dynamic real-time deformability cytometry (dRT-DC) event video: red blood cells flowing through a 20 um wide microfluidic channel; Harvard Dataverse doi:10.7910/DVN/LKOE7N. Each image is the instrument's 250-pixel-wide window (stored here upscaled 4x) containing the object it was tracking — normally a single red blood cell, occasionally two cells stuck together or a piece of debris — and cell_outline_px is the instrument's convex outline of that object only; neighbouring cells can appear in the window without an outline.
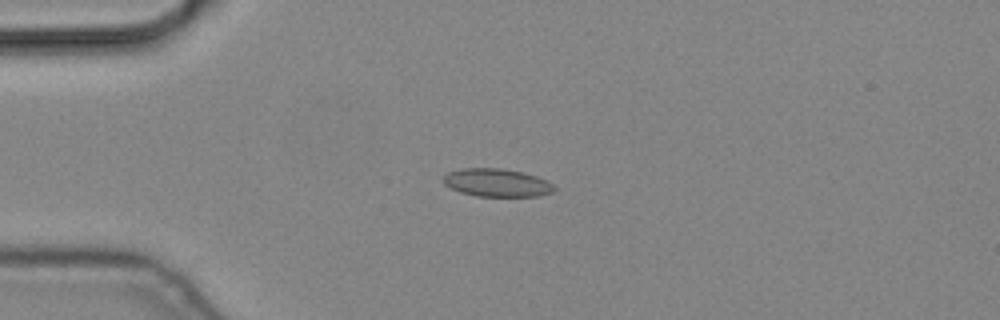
{"species": "common noctule bat (a hibernating species)", "species_latin": "Nyctalus noctula", "temperature_condition": "cold", "stored_images_in_passage": 5, "camera_frame_rate_fps": 3000, "um_per_image_px": 0.085, "animal": {"sex": "male", "body_mass_g": 19.2, "forearm_length_mm": 51.8}, "frame": {"image": 1, "passage_image": 4, "time_ms": 1.0, "image_size_px": [1000, 320], "cell_outline_px": [[556, 188], [552, 192], [536, 196], [476, 196], [460, 192], [444, 184], [444, 176], [448, 172], [464, 168], [500, 168], [524, 172], [548, 180]], "centroid_in_image_um": [42.25, 15.52], "position_along_channel_um": 42.7, "area_um2": 18.03}}